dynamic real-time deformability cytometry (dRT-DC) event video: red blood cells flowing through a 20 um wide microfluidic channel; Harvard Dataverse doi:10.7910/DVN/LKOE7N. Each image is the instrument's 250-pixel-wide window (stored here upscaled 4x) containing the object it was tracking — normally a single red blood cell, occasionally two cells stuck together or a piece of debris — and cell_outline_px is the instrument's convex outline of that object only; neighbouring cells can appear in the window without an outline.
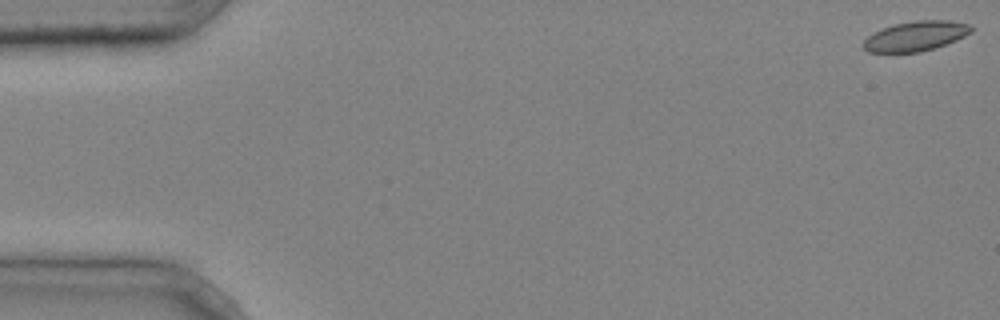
{"species": "common noctule bat (a hibernating species)", "species_latin": "Nyctalus noctula", "temperature_condition": "cold", "stored_images_in_passage": 5, "camera_frame_rate_fps": 3000, "um_per_image_px": 0.085, "animal": {"sex": "male", "body_mass_g": 20.4}, "frame": {"image": 1, "passage_image": 1, "time_ms": 0.0, "image_size_px": [1000, 320], "cell_outline_px": [[972, 32], [956, 40], [920, 52], [868, 52], [860, 44], [868, 36], [884, 28], [896, 24], [916, 20], [948, 20], [968, 24], [972, 28]], "centroid_in_image_um": [77.82, 3.07], "position_along_channel_um": 7.2, "area_um2": 18.44}}
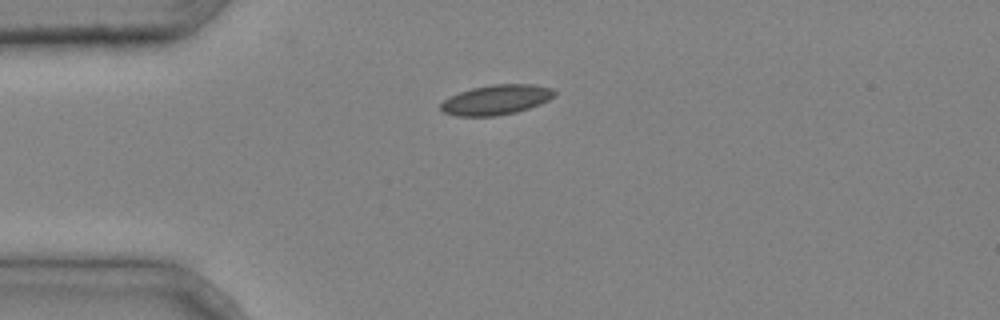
{"frame": {"image": 2, "passage_image": 4, "time_ms": 1.0, "image_size_px": [1000, 320], "cell_outline_px": [[556, 96], [540, 104], [516, 112], [496, 116], [456, 116], [444, 112], [440, 108], [440, 104], [444, 100], [460, 92], [472, 88], [492, 84], [536, 84], [552, 88], [556, 92]], "centroid_in_image_um": [42.21, 8.47], "position_along_channel_um": 42.8, "area_um2": 19.83}}